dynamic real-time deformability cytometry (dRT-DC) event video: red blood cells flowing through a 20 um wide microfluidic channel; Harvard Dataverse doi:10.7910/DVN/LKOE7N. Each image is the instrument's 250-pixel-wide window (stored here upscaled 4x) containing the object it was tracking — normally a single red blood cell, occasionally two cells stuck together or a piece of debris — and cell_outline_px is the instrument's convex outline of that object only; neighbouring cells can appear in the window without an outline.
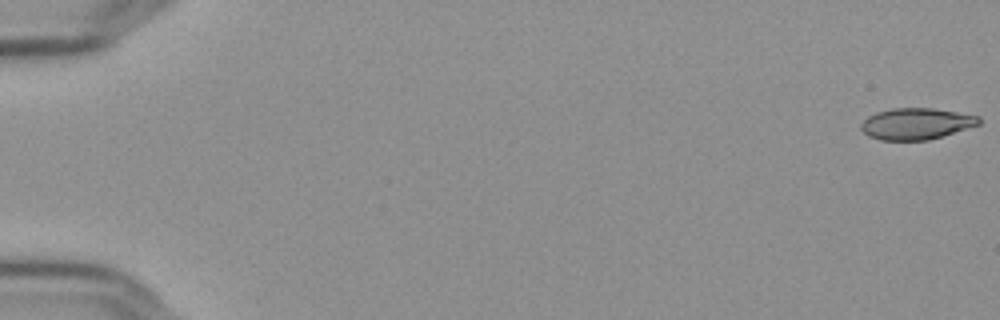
{"species": "Egyptian fruit bat (a non-hibernating species)", "species_latin": "Rousettus aegyptiacus", "temperature_condition": "cold", "stored_images_in_passage": 15, "camera_frame_rate_fps": 3000, "um_per_image_px": 0.085, "frame": {"image": 1, "passage_image": 1, "time_ms": 0.0, "image_size_px": [1000, 320], "cell_outline_px": [[980, 124], [928, 140], [880, 140], [868, 136], [860, 128], [860, 124], [868, 116], [876, 112], [892, 108], [932, 108], [980, 116]], "centroid_in_image_um": [77.84, 10.51], "position_along_channel_um": 7.2, "area_um2": 21.44}}